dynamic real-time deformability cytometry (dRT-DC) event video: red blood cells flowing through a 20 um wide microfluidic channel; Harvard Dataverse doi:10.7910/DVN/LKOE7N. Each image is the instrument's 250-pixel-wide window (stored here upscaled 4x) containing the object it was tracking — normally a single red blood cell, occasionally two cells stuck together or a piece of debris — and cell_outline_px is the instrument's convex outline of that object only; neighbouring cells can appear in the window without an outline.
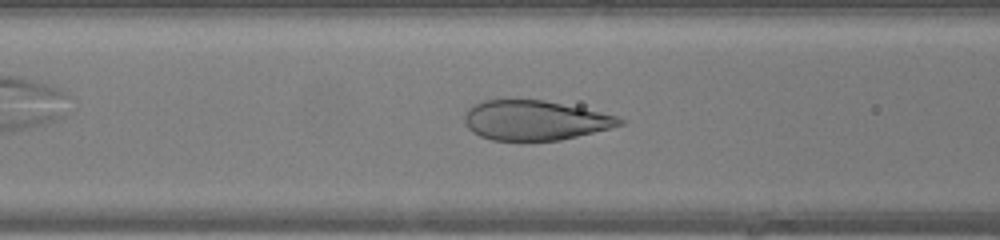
{"species": "human", "species_latin": "Homo sapiens", "temperature_condition": "warm", "stored_images_in_passage": 44, "camera_frame_rate_fps": 3000, "um_per_image_px": 0.085, "donor": {"sex": "female"}, "frame": {"image": 1, "passage_image": 16, "time_ms": 5.0, "image_size_px": [1000, 240], "cell_outline_px": [[628, 120], [624, 124], [560, 140], [492, 140], [480, 136], [472, 132], [468, 128], [464, 120], [464, 116], [468, 108], [484, 100], [544, 100], [616, 116]], "centroid_in_image_um": [45.43, 10.23], "position_along_channel_um": 121.2, "area_um2": 35.37}}
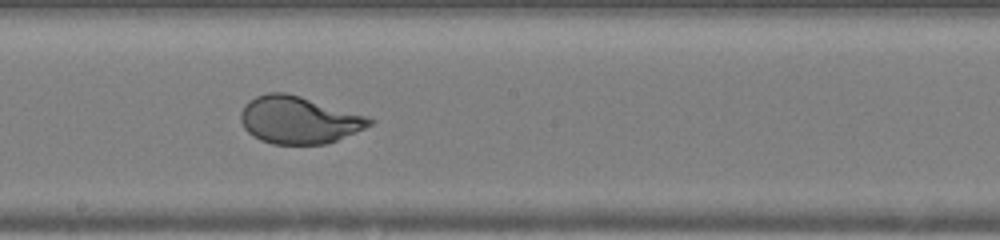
{"frame": {"image": 2, "passage_image": 23, "time_ms": 7.333, "image_size_px": [1000, 240], "cell_outline_px": [[376, 120], [372, 124], [364, 128], [336, 140], [324, 144], [272, 144], [260, 140], [252, 136], [244, 128], [240, 120], [240, 112], [244, 104], [248, 100], [256, 96], [268, 92], [284, 92], [300, 96], [364, 116]], "centroid_in_image_um": [25.31, 10.2], "position_along_channel_um": 222.9, "area_um2": 35.2}}
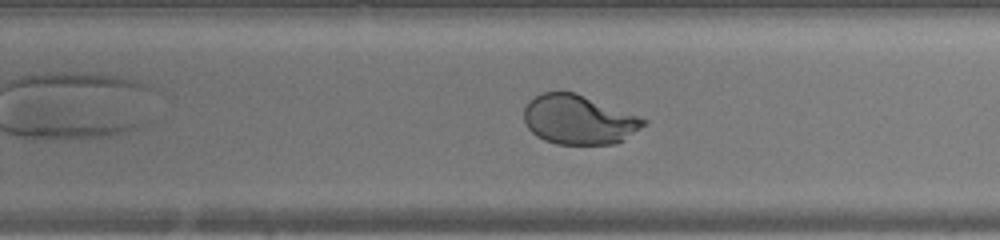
{"frame": {"image": 3, "passage_image": 27, "time_ms": 8.667, "image_size_px": [1000, 240], "cell_outline_px": [[648, 120], [640, 128], [624, 140], [616, 144], [556, 144], [544, 140], [536, 136], [528, 128], [524, 120], [524, 108], [536, 96], [544, 92], [576, 92]], "centroid_in_image_um": [49.18, 10.18], "position_along_channel_um": 280.6, "area_um2": 34.1}, "authors_computed_cell_mechanics": {"area_um2": 39.7375, "velocity_mm_per_s": 4.3644, "shape_relaxation_time_tau1_ms": 6.7786, "shape_relaxation_time_tau2_ms": null, "deformation_change_tau1": 0.2774, "deformation_change_tau2": null}}